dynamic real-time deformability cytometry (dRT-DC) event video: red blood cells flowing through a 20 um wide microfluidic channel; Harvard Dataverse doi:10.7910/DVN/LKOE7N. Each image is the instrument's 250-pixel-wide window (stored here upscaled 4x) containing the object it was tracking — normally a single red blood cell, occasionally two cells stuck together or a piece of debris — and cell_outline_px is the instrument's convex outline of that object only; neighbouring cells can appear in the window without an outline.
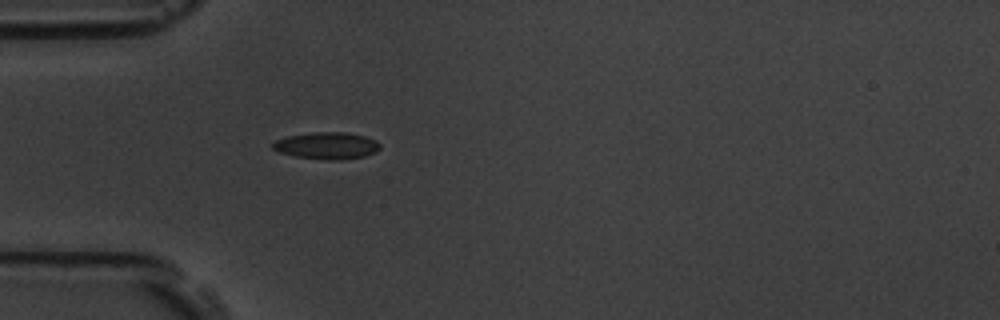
{"species": "common noctule bat (a hibernating species)", "species_latin": "Nyctalus noctula", "temperature_condition": "room temperature", "stored_images_in_passage": 41, "camera_frame_rate_fps": 3000, "um_per_image_px": 0.085, "animal": {"sex": "male", "body_mass_g": 19.5, "forearm_length_mm": 54.6}, "frame": {"image": 1, "passage_image": 1, "time_ms": 0.0, "image_size_px": [1000, 320], "cell_outline_px": [[380, 148], [376, 152], [364, 156], [340, 160], [328, 160], [296, 156], [280, 152], [272, 148], [272, 144], [276, 140], [288, 136], [312, 132], [344, 132], [364, 136], [376, 140], [380, 144]], "centroid_in_image_um": [27.8, 12.38], "position_along_channel_um": 57.2, "area_um2": 16.7}}
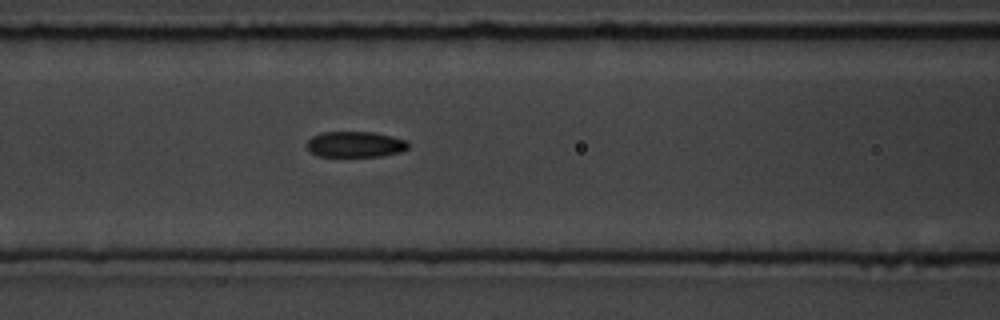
{"frame": {"image": 2, "passage_image": 8, "time_ms": 2.333, "image_size_px": [1000, 320], "cell_outline_px": [[408, 148], [400, 152], [384, 156], [320, 156], [312, 152], [308, 148], [308, 140], [312, 136], [320, 132], [372, 132], [392, 136], [404, 140], [408, 144]], "centroid_in_image_um": [30.2, 12.26], "position_along_channel_um": 136.4, "area_um2": 15.09}}
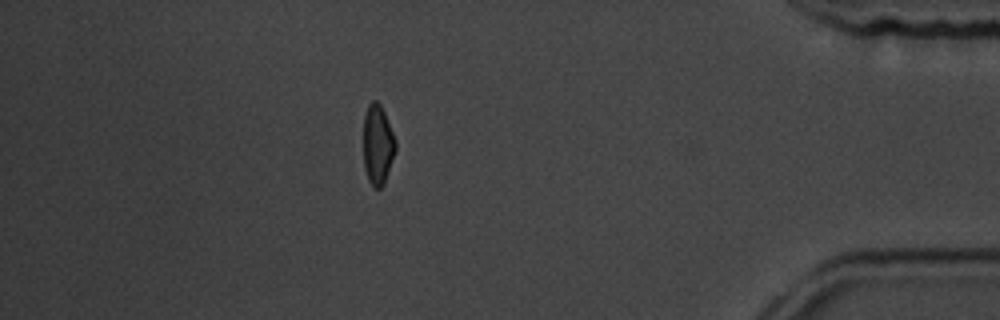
{"frame": {"image": 3, "passage_image": 34, "time_ms": 11.0, "image_size_px": [1000, 320], "cell_outline_px": [[396, 148], [384, 184], [380, 188], [372, 188], [368, 180], [364, 168], [364, 116], [368, 104], [372, 100], [376, 100], [380, 104], [384, 112], [396, 140]], "centroid_in_image_um": [32.1, 12.31], "position_along_channel_um": 403.1, "area_um2": 14.97}, "authors_computed_cell_mechanics": {"area_um2": 15.606, "velocity_mm_per_s": 3.5872, "shape_relaxation_time_tau1_ms": 4.1111, "shape_relaxation_time_tau2_ms": 9.5901, "deformation_change_tau1": 0.1355, "deformation_change_tau2": 0.1243}}